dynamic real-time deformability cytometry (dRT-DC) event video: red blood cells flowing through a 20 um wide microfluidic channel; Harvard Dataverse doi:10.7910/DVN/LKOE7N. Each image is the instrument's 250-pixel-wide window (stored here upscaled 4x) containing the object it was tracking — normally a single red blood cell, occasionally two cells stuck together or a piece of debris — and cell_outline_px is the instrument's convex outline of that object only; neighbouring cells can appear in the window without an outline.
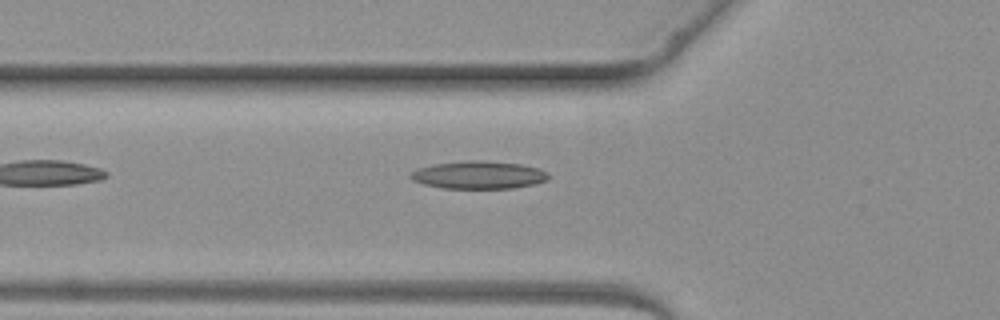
{"species": "common noctule bat (a hibernating species)", "species_latin": "Nyctalus noctula", "temperature_condition": "warm", "stored_images_in_passage": 5, "camera_frame_rate_fps": 3000, "um_per_image_px": 0.085, "animal": {"sex": "female", "body_mass_g": 19.3, "forearm_length_mm": 54.1}, "frame": {"image": 1, "passage_image": 5, "time_ms": 4.667, "image_size_px": [1000, 320], "cell_outline_px": [[548, 180], [532, 184], [512, 188], [444, 188], [424, 184], [412, 180], [408, 176], [412, 172], [420, 168], [436, 164], [468, 160], [484, 160], [520, 164], [540, 168], [548, 172]], "centroid_in_image_um": [40.71, 14.86], "position_along_channel_um": 85.1, "area_um2": 22.14}}